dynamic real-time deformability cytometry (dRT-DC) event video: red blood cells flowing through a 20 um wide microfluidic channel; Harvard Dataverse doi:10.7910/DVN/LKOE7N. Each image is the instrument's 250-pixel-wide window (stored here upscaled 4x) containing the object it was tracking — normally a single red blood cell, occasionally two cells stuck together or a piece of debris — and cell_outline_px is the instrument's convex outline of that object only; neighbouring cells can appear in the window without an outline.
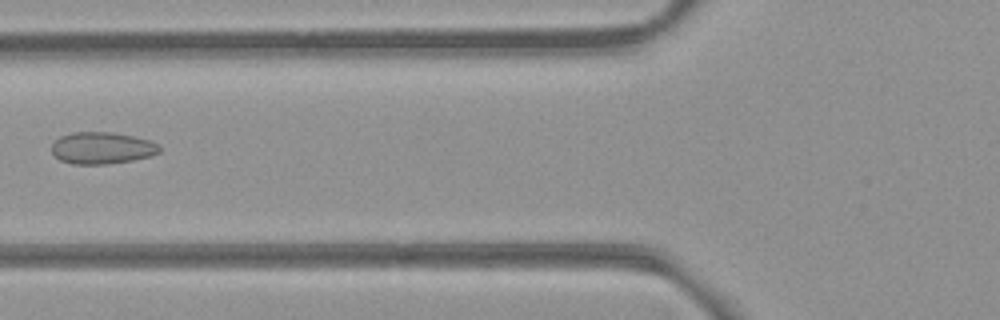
{"species": "common noctule bat (a hibernating species)", "species_latin": "Nyctalus noctula", "temperature_condition": "room temperature", "stored_images_in_passage": 7, "camera_frame_rate_fps": 3000, "um_per_image_px": 0.085, "animal": {"sex": "female", "body_mass_g": 21.9}, "frame": {"image": 1, "passage_image": 6, "time_ms": 1.667, "image_size_px": [1000, 320], "cell_outline_px": [[160, 152], [152, 156], [132, 160], [108, 164], [72, 164], [60, 160], [52, 152], [52, 144], [60, 136], [72, 132], [112, 132], [132, 136], [148, 140], [160, 144]], "centroid_in_image_um": [8.68, 12.58], "position_along_channel_um": 117.1, "area_um2": 20.06}}
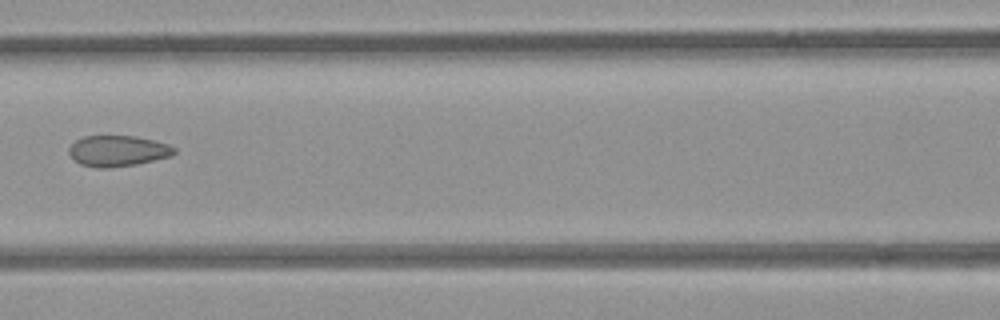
{"frame": {"image": 2, "passage_image": 7, "time_ms": 2.0, "image_size_px": [1000, 320], "cell_outline_px": [[176, 152], [172, 156], [136, 164], [108, 168], [96, 168], [80, 164], [68, 152], [68, 148], [76, 140], [84, 136], [136, 136], [168, 144], [176, 148]], "centroid_in_image_um": [10.02, 12.83], "position_along_channel_um": 156.6, "area_um2": 18.9}}